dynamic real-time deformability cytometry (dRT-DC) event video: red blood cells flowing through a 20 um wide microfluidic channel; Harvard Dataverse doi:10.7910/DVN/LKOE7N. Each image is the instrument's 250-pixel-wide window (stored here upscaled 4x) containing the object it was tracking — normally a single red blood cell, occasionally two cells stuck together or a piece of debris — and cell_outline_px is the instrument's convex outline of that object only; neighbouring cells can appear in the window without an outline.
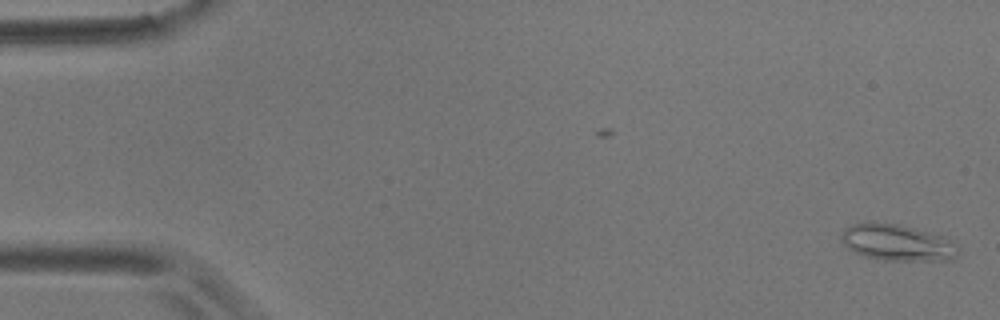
{"species": "common noctule bat (a hibernating species)", "species_latin": "Nyctalus noctula", "temperature_condition": "room temperature", "stored_images_in_passage": 13, "camera_frame_rate_fps": 3000, "um_per_image_px": 0.085, "animal": {"sex": "male", "body_mass_g": 17.9}, "frame": {"image": 1, "passage_image": 1, "time_ms": 0.0, "image_size_px": [1000, 320], "cell_outline_px": [[960, 252], [952, 260], [884, 260], [864, 256], [848, 248], [840, 240], [840, 232], [844, 228], [852, 224], [868, 220], [896, 224], [928, 232], [940, 236], [956, 244], [960, 248]], "centroid_in_image_um": [76.21, 20.6], "position_along_channel_um": 8.8, "area_um2": 24.91}}
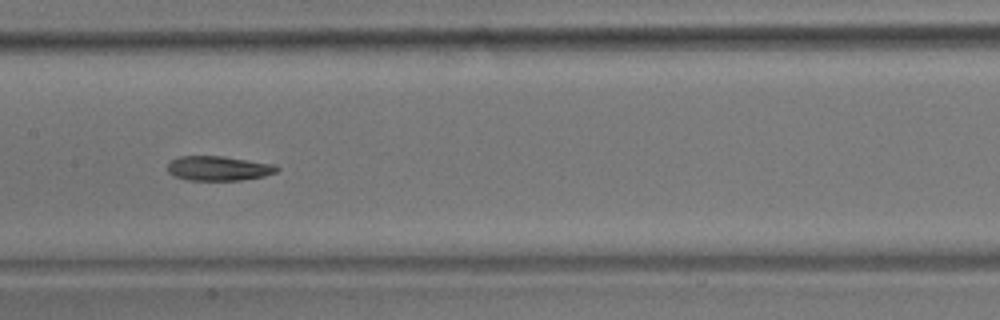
{"frame": {"image": 2, "passage_image": 8, "time_ms": 9.0, "image_size_px": [1000, 320], "cell_outline_px": [[280, 168], [276, 172], [264, 176], [240, 180], [188, 180], [176, 176], [168, 172], [168, 164], [172, 160], [180, 156], [224, 156], [276, 164]], "centroid_in_image_um": [18.62, 14.3], "position_along_channel_um": 188.8, "area_um2": 15.66}}
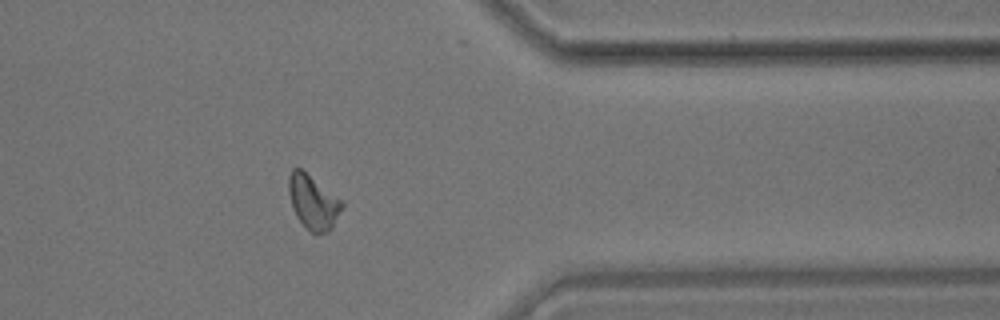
{"frame": {"image": 3, "passage_image": 13, "time_ms": 15.0, "image_size_px": [1000, 320], "cell_outline_px": [[344, 204], [332, 228], [328, 232], [316, 236], [296, 216], [292, 208], [288, 192], [288, 176], [292, 168], [300, 168], [340, 200]], "centroid_in_image_um": [26.58, 17.2], "position_along_channel_um": 384.8, "area_um2": 16.53}, "authors_computed_cell_mechanics": {"area_um2": 16.1262, "velocity_mm_per_s": 3.4956, "shape_relaxation_time_tau1_ms": 3.2168, "shape_relaxation_time_tau2_ms": 4.5218, "deformation_change_tau1": 0.1271, "deformation_change_tau2": 0.1094}}